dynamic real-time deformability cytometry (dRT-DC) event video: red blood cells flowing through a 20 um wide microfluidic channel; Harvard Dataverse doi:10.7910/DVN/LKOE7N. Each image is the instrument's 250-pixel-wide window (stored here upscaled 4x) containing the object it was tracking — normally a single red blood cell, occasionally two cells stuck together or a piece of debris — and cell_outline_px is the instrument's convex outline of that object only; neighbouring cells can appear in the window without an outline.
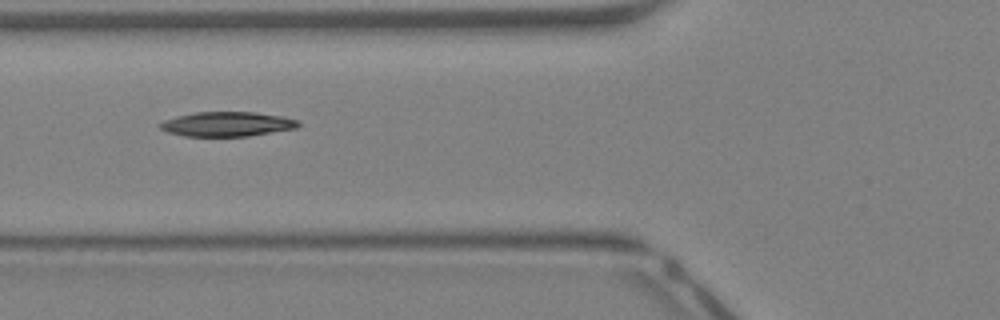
{"species": "Egyptian fruit bat (a non-hibernating species)", "species_latin": "Rousettus aegyptiacus", "temperature_condition": "warm", "stored_images_in_passage": 29, "camera_frame_rate_fps": 3000, "um_per_image_px": 0.085, "animal": {"sex": "female"}, "frame": {"image": 1, "passage_image": 4, "time_ms": 1.0, "image_size_px": [1000, 320], "cell_outline_px": [[300, 124], [296, 128], [248, 136], [184, 136], [168, 132], [160, 128], [156, 124], [164, 120], [176, 116], [196, 112], [252, 112], [280, 116], [296, 120]], "centroid_in_image_um": [19.23, 10.55], "position_along_channel_um": 106.6, "area_um2": 19.65}}
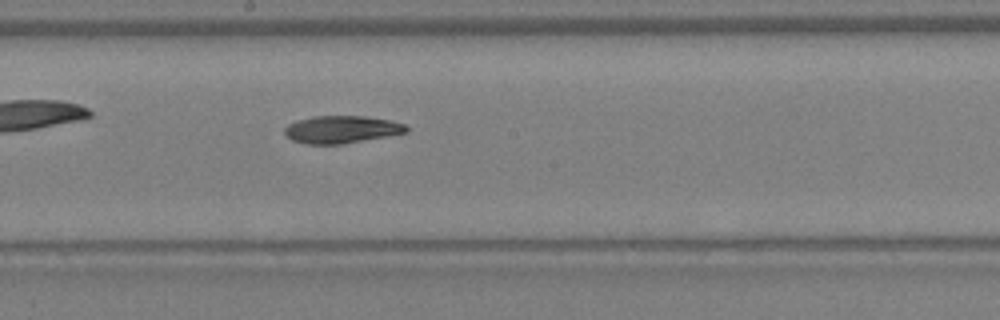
{"frame": {"image": 2, "passage_image": 11, "time_ms": 3.333, "image_size_px": [1000, 320], "cell_outline_px": [[408, 132], [340, 144], [308, 144], [292, 140], [284, 132], [284, 128], [288, 124], [296, 120], [312, 116], [364, 116], [388, 120], [404, 124], [408, 128]], "centroid_in_image_um": [28.99, 10.99], "position_along_channel_um": 219.2, "area_um2": 19.25}}
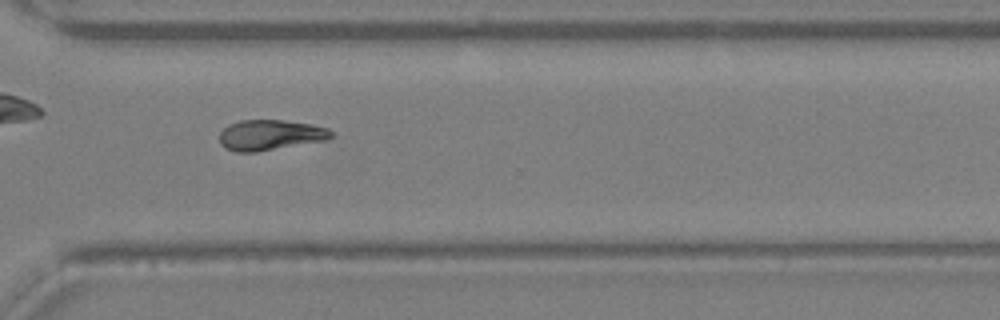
{"frame": {"image": 3, "passage_image": 19, "time_ms": 6.0, "image_size_px": [1000, 320], "cell_outline_px": [[336, 136], [328, 140], [256, 152], [236, 152], [224, 148], [220, 144], [220, 132], [228, 124], [240, 120], [284, 120], [312, 124], [328, 128]], "centroid_in_image_um": [22.99, 11.48], "position_along_channel_um": 347.6, "area_um2": 20.11}}